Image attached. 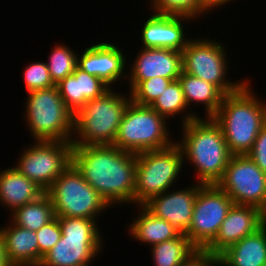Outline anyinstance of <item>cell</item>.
<instances>
[{"label":"cell","instance_id":"obj_7","mask_svg":"<svg viewBox=\"0 0 266 266\" xmlns=\"http://www.w3.org/2000/svg\"><path fill=\"white\" fill-rule=\"evenodd\" d=\"M167 124V119L150 106L130 101L113 145L134 154L166 149L175 143Z\"/></svg>","mask_w":266,"mask_h":266},{"label":"cell","instance_id":"obj_37","mask_svg":"<svg viewBox=\"0 0 266 266\" xmlns=\"http://www.w3.org/2000/svg\"><path fill=\"white\" fill-rule=\"evenodd\" d=\"M89 264H91V263L79 264V265H75V266H91Z\"/></svg>","mask_w":266,"mask_h":266},{"label":"cell","instance_id":"obj_23","mask_svg":"<svg viewBox=\"0 0 266 266\" xmlns=\"http://www.w3.org/2000/svg\"><path fill=\"white\" fill-rule=\"evenodd\" d=\"M139 214L128 224L130 237L152 247L164 241L176 238L180 233L166 220L155 217L143 205Z\"/></svg>","mask_w":266,"mask_h":266},{"label":"cell","instance_id":"obj_35","mask_svg":"<svg viewBox=\"0 0 266 266\" xmlns=\"http://www.w3.org/2000/svg\"><path fill=\"white\" fill-rule=\"evenodd\" d=\"M201 7L208 13L215 8H221V6L228 5L232 0H199ZM234 1V0H233Z\"/></svg>","mask_w":266,"mask_h":266},{"label":"cell","instance_id":"obj_1","mask_svg":"<svg viewBox=\"0 0 266 266\" xmlns=\"http://www.w3.org/2000/svg\"><path fill=\"white\" fill-rule=\"evenodd\" d=\"M72 164L111 207L134 204L136 154L114 145L73 146Z\"/></svg>","mask_w":266,"mask_h":266},{"label":"cell","instance_id":"obj_15","mask_svg":"<svg viewBox=\"0 0 266 266\" xmlns=\"http://www.w3.org/2000/svg\"><path fill=\"white\" fill-rule=\"evenodd\" d=\"M132 63L127 81L129 92L143 80L160 76L177 80L182 72V52L164 48H140Z\"/></svg>","mask_w":266,"mask_h":266},{"label":"cell","instance_id":"obj_26","mask_svg":"<svg viewBox=\"0 0 266 266\" xmlns=\"http://www.w3.org/2000/svg\"><path fill=\"white\" fill-rule=\"evenodd\" d=\"M150 107L166 119L174 118L179 113L180 115L183 113L184 117L182 115L183 119L181 118L182 121L180 120L182 125L201 118L196 112L188 110V105L178 79L171 81Z\"/></svg>","mask_w":266,"mask_h":266},{"label":"cell","instance_id":"obj_4","mask_svg":"<svg viewBox=\"0 0 266 266\" xmlns=\"http://www.w3.org/2000/svg\"><path fill=\"white\" fill-rule=\"evenodd\" d=\"M130 93L108 90L103 96L89 100L74 115L72 146L113 145Z\"/></svg>","mask_w":266,"mask_h":266},{"label":"cell","instance_id":"obj_21","mask_svg":"<svg viewBox=\"0 0 266 266\" xmlns=\"http://www.w3.org/2000/svg\"><path fill=\"white\" fill-rule=\"evenodd\" d=\"M44 193L42 188L21 174L15 166L0 171V204L11 210V213Z\"/></svg>","mask_w":266,"mask_h":266},{"label":"cell","instance_id":"obj_36","mask_svg":"<svg viewBox=\"0 0 266 266\" xmlns=\"http://www.w3.org/2000/svg\"><path fill=\"white\" fill-rule=\"evenodd\" d=\"M0 266H10L6 260L3 239L0 234Z\"/></svg>","mask_w":266,"mask_h":266},{"label":"cell","instance_id":"obj_12","mask_svg":"<svg viewBox=\"0 0 266 266\" xmlns=\"http://www.w3.org/2000/svg\"><path fill=\"white\" fill-rule=\"evenodd\" d=\"M233 204L217 184L202 185L198 189L192 221L185 234L198 250H204L215 239Z\"/></svg>","mask_w":266,"mask_h":266},{"label":"cell","instance_id":"obj_34","mask_svg":"<svg viewBox=\"0 0 266 266\" xmlns=\"http://www.w3.org/2000/svg\"><path fill=\"white\" fill-rule=\"evenodd\" d=\"M182 266H220L219 257L205 250H197Z\"/></svg>","mask_w":266,"mask_h":266},{"label":"cell","instance_id":"obj_11","mask_svg":"<svg viewBox=\"0 0 266 266\" xmlns=\"http://www.w3.org/2000/svg\"><path fill=\"white\" fill-rule=\"evenodd\" d=\"M33 142L21 151L15 167L46 192L72 163L73 146L66 141Z\"/></svg>","mask_w":266,"mask_h":266},{"label":"cell","instance_id":"obj_33","mask_svg":"<svg viewBox=\"0 0 266 266\" xmlns=\"http://www.w3.org/2000/svg\"><path fill=\"white\" fill-rule=\"evenodd\" d=\"M247 155L266 174V124L259 132L252 150Z\"/></svg>","mask_w":266,"mask_h":266},{"label":"cell","instance_id":"obj_13","mask_svg":"<svg viewBox=\"0 0 266 266\" xmlns=\"http://www.w3.org/2000/svg\"><path fill=\"white\" fill-rule=\"evenodd\" d=\"M217 185L237 205H250L266 213V174L247 155H232Z\"/></svg>","mask_w":266,"mask_h":266},{"label":"cell","instance_id":"obj_18","mask_svg":"<svg viewBox=\"0 0 266 266\" xmlns=\"http://www.w3.org/2000/svg\"><path fill=\"white\" fill-rule=\"evenodd\" d=\"M190 20L193 21L192 18L185 16L153 13L146 19L141 29L142 47L164 48L182 52L191 39L190 36L186 38L187 29H185L186 23Z\"/></svg>","mask_w":266,"mask_h":266},{"label":"cell","instance_id":"obj_25","mask_svg":"<svg viewBox=\"0 0 266 266\" xmlns=\"http://www.w3.org/2000/svg\"><path fill=\"white\" fill-rule=\"evenodd\" d=\"M9 215L15 225L35 232L55 218L51 199L46 192Z\"/></svg>","mask_w":266,"mask_h":266},{"label":"cell","instance_id":"obj_3","mask_svg":"<svg viewBox=\"0 0 266 266\" xmlns=\"http://www.w3.org/2000/svg\"><path fill=\"white\" fill-rule=\"evenodd\" d=\"M180 147L183 160L194 166L197 183L217 184L223 177L232 156L221 127L213 118H197L181 125Z\"/></svg>","mask_w":266,"mask_h":266},{"label":"cell","instance_id":"obj_16","mask_svg":"<svg viewBox=\"0 0 266 266\" xmlns=\"http://www.w3.org/2000/svg\"><path fill=\"white\" fill-rule=\"evenodd\" d=\"M121 49L109 41L92 44L81 52V55L78 54L77 67L113 87L115 82L127 79L125 71L128 70L126 65L129 63Z\"/></svg>","mask_w":266,"mask_h":266},{"label":"cell","instance_id":"obj_5","mask_svg":"<svg viewBox=\"0 0 266 266\" xmlns=\"http://www.w3.org/2000/svg\"><path fill=\"white\" fill-rule=\"evenodd\" d=\"M25 104V123L34 141H72L74 114L57 86L28 92Z\"/></svg>","mask_w":266,"mask_h":266},{"label":"cell","instance_id":"obj_10","mask_svg":"<svg viewBox=\"0 0 266 266\" xmlns=\"http://www.w3.org/2000/svg\"><path fill=\"white\" fill-rule=\"evenodd\" d=\"M191 38L182 50V72L215 85L224 95L236 92L245 82L228 80V56L222 41ZM227 75V76H226ZM227 78V79H226ZM228 80V81H227Z\"/></svg>","mask_w":266,"mask_h":266},{"label":"cell","instance_id":"obj_6","mask_svg":"<svg viewBox=\"0 0 266 266\" xmlns=\"http://www.w3.org/2000/svg\"><path fill=\"white\" fill-rule=\"evenodd\" d=\"M62 231L60 240L43 255L39 266H75L92 263L103 251L98 219L57 217ZM102 250V251H101Z\"/></svg>","mask_w":266,"mask_h":266},{"label":"cell","instance_id":"obj_22","mask_svg":"<svg viewBox=\"0 0 266 266\" xmlns=\"http://www.w3.org/2000/svg\"><path fill=\"white\" fill-rule=\"evenodd\" d=\"M218 257L220 266H266V223Z\"/></svg>","mask_w":266,"mask_h":266},{"label":"cell","instance_id":"obj_31","mask_svg":"<svg viewBox=\"0 0 266 266\" xmlns=\"http://www.w3.org/2000/svg\"><path fill=\"white\" fill-rule=\"evenodd\" d=\"M27 92L56 86L51 80L46 62H32L22 73Z\"/></svg>","mask_w":266,"mask_h":266},{"label":"cell","instance_id":"obj_14","mask_svg":"<svg viewBox=\"0 0 266 266\" xmlns=\"http://www.w3.org/2000/svg\"><path fill=\"white\" fill-rule=\"evenodd\" d=\"M266 223V213L256 206L233 204L215 239L204 249L219 256L228 247L255 233Z\"/></svg>","mask_w":266,"mask_h":266},{"label":"cell","instance_id":"obj_30","mask_svg":"<svg viewBox=\"0 0 266 266\" xmlns=\"http://www.w3.org/2000/svg\"><path fill=\"white\" fill-rule=\"evenodd\" d=\"M170 82V79L160 76L140 81L129 92L131 101L138 105L151 106Z\"/></svg>","mask_w":266,"mask_h":266},{"label":"cell","instance_id":"obj_20","mask_svg":"<svg viewBox=\"0 0 266 266\" xmlns=\"http://www.w3.org/2000/svg\"><path fill=\"white\" fill-rule=\"evenodd\" d=\"M0 227L5 257L10 266H38V240L35 231L15 225L11 220Z\"/></svg>","mask_w":266,"mask_h":266},{"label":"cell","instance_id":"obj_27","mask_svg":"<svg viewBox=\"0 0 266 266\" xmlns=\"http://www.w3.org/2000/svg\"><path fill=\"white\" fill-rule=\"evenodd\" d=\"M197 250L184 234L150 248L154 266H182Z\"/></svg>","mask_w":266,"mask_h":266},{"label":"cell","instance_id":"obj_19","mask_svg":"<svg viewBox=\"0 0 266 266\" xmlns=\"http://www.w3.org/2000/svg\"><path fill=\"white\" fill-rule=\"evenodd\" d=\"M56 86L64 104L74 115L89 100L99 98L111 89L102 79L83 72L78 67Z\"/></svg>","mask_w":266,"mask_h":266},{"label":"cell","instance_id":"obj_24","mask_svg":"<svg viewBox=\"0 0 266 266\" xmlns=\"http://www.w3.org/2000/svg\"><path fill=\"white\" fill-rule=\"evenodd\" d=\"M178 80L190 111L195 103L206 109L204 118H212L217 113L224 94L215 85L185 72H181Z\"/></svg>","mask_w":266,"mask_h":266},{"label":"cell","instance_id":"obj_9","mask_svg":"<svg viewBox=\"0 0 266 266\" xmlns=\"http://www.w3.org/2000/svg\"><path fill=\"white\" fill-rule=\"evenodd\" d=\"M55 217H79L96 220L111 207L83 178L71 163L46 191Z\"/></svg>","mask_w":266,"mask_h":266},{"label":"cell","instance_id":"obj_8","mask_svg":"<svg viewBox=\"0 0 266 266\" xmlns=\"http://www.w3.org/2000/svg\"><path fill=\"white\" fill-rule=\"evenodd\" d=\"M183 164V154L176 143L166 149L136 154L134 205H144L152 197L174 188Z\"/></svg>","mask_w":266,"mask_h":266},{"label":"cell","instance_id":"obj_29","mask_svg":"<svg viewBox=\"0 0 266 266\" xmlns=\"http://www.w3.org/2000/svg\"><path fill=\"white\" fill-rule=\"evenodd\" d=\"M151 11L159 15L185 16L197 20L207 12L199 0H149ZM155 11V12H154ZM195 18V19H194Z\"/></svg>","mask_w":266,"mask_h":266},{"label":"cell","instance_id":"obj_32","mask_svg":"<svg viewBox=\"0 0 266 266\" xmlns=\"http://www.w3.org/2000/svg\"><path fill=\"white\" fill-rule=\"evenodd\" d=\"M38 240V266L44 254H46L60 240L62 231L59 220L55 217L48 224L36 231Z\"/></svg>","mask_w":266,"mask_h":266},{"label":"cell","instance_id":"obj_2","mask_svg":"<svg viewBox=\"0 0 266 266\" xmlns=\"http://www.w3.org/2000/svg\"><path fill=\"white\" fill-rule=\"evenodd\" d=\"M248 81L251 80L247 79L236 92L224 95L212 117L221 127L232 155L248 154L266 124V103L254 94Z\"/></svg>","mask_w":266,"mask_h":266},{"label":"cell","instance_id":"obj_17","mask_svg":"<svg viewBox=\"0 0 266 266\" xmlns=\"http://www.w3.org/2000/svg\"><path fill=\"white\" fill-rule=\"evenodd\" d=\"M202 185L195 182L189 188L167 190L152 197L143 206L155 217L166 220L180 234L185 235L192 221L198 189Z\"/></svg>","mask_w":266,"mask_h":266},{"label":"cell","instance_id":"obj_28","mask_svg":"<svg viewBox=\"0 0 266 266\" xmlns=\"http://www.w3.org/2000/svg\"><path fill=\"white\" fill-rule=\"evenodd\" d=\"M57 44L52 47L46 62L51 80L55 85L67 76L72 75L78 63V54H76L75 50H72L67 45Z\"/></svg>","mask_w":266,"mask_h":266}]
</instances>
